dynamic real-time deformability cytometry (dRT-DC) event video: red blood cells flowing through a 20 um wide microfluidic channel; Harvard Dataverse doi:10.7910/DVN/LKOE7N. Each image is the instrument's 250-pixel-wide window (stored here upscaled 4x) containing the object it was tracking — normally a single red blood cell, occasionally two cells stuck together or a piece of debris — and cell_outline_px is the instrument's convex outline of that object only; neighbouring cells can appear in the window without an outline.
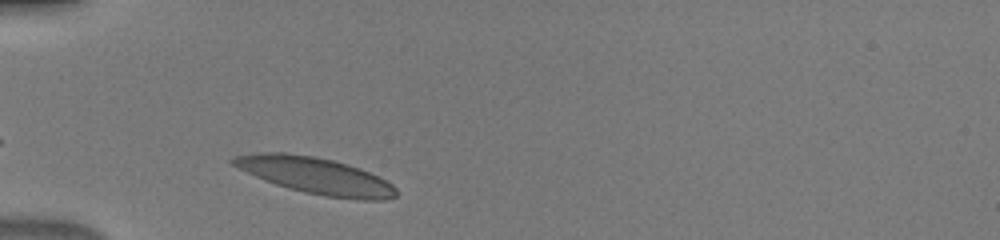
{"species": "human", "species_latin": "Homo sapiens", "temperature_condition": "warm", "stored_images_in_passage": 26, "camera_frame_rate_fps": 3000, "um_per_image_px": 0.085, "donor": {"sex": "male"}, "frame": {"image": 1, "passage_image": 1, "time_ms": 0.0, "image_size_px": [1000, 240], "cell_outline_px": [[396, 196], [384, 200], [360, 200], [324, 196], [304, 192], [288, 188], [264, 180], [232, 164], [228, 160], [232, 156], [260, 152], [284, 152], [312, 156], [332, 160], [348, 164], [360, 168], [380, 176], [392, 184], [396, 188]], "centroid_in_image_um": [26.84, 14.93], "position_along_channel_um": 58.2, "area_um2": 34.68}}